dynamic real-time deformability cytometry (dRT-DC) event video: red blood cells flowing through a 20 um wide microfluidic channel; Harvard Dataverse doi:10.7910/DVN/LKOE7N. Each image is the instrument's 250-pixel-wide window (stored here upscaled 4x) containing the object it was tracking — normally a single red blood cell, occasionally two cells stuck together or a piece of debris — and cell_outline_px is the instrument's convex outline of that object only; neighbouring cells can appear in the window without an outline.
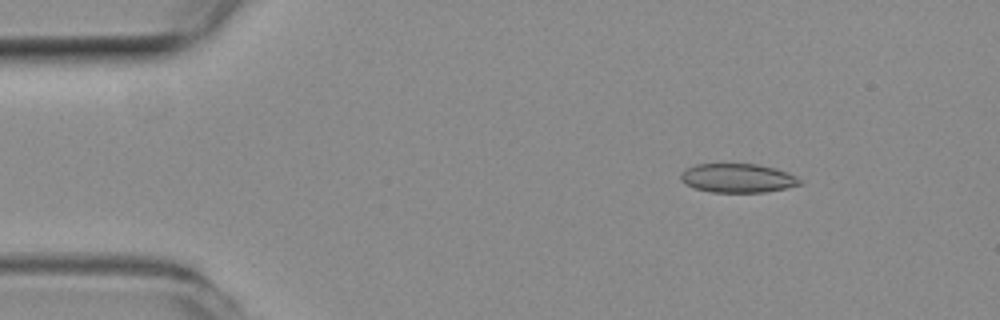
{"species": "common noctule bat (a hibernating species)", "species_latin": "Nyctalus noctula", "temperature_condition": "room temperature", "stored_images_in_passage": 55, "camera_frame_rate_fps": 3000, "um_per_image_px": 0.085, "animal": {"sex": "female", "body_mass_g": 19.3, "forearm_length_mm": 54.1}, "frame": {"image": 1, "passage_image": 7, "time_ms": 2.0, "image_size_px": [1000, 320], "cell_outline_px": [[804, 184], [764, 192], [712, 192], [696, 188], [684, 184], [680, 180], [680, 172], [696, 164], [756, 164], [776, 168], [788, 172], [804, 180]], "centroid_in_image_um": [62.73, 15.13], "position_along_channel_um": 22.3, "area_um2": 20.23}}
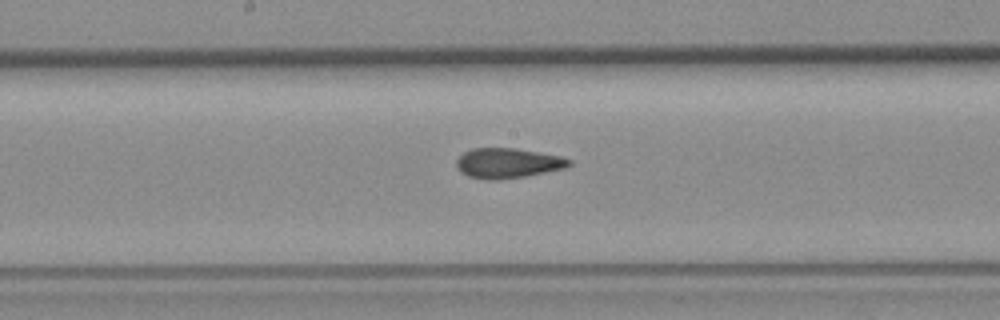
{"frame": {"image": 2, "passage_image": 28, "time_ms": 9.0, "image_size_px": [1000, 320], "cell_outline_px": [[572, 164], [564, 168], [524, 176], [500, 180], [488, 180], [468, 176], [460, 172], [456, 168], [456, 160], [464, 152], [472, 148], [516, 148], [560, 156], [572, 160]], "centroid_in_image_um": [43.12, 13.86], "position_along_channel_um": 205.1, "area_um2": 19.71}}
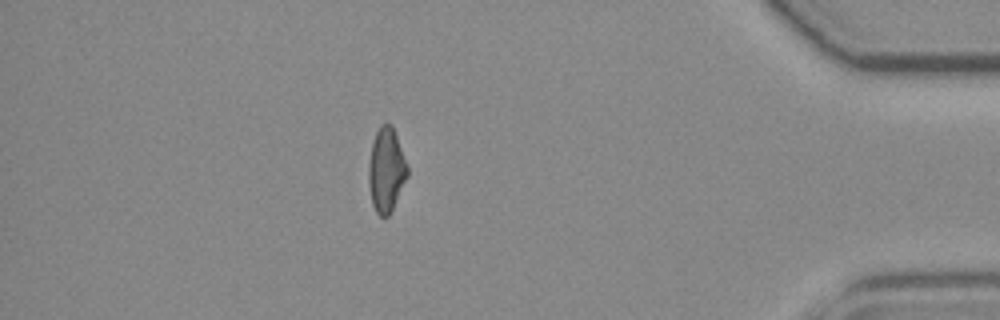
{"frame": {"image": 3, "passage_image": 48, "time_ms": 15.667, "image_size_px": [1000, 320], "cell_outline_px": [[408, 176], [388, 216], [380, 216], [376, 212], [372, 204], [368, 184], [368, 164], [372, 140], [380, 124], [392, 124], [408, 168]], "centroid_in_image_um": [32.8, 14.43], "position_along_channel_um": 402.4, "area_um2": 18.96}, "authors_computed_cell_mechanics": {"area_um2": 19.941, "velocity_mm_per_s": 3.6676, "shape_relaxation_time_tau1_ms": null, "shape_relaxation_time_tau2_ms": 2.47, "deformation_change_tau1": null, "deformation_change_tau2": 0.0822}}